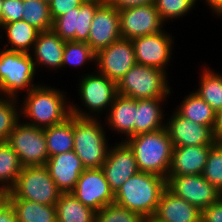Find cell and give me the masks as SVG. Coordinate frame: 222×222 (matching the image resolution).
<instances>
[{"label":"cell","instance_id":"cell-27","mask_svg":"<svg viewBox=\"0 0 222 222\" xmlns=\"http://www.w3.org/2000/svg\"><path fill=\"white\" fill-rule=\"evenodd\" d=\"M55 207L57 222H95L96 212L83 205L72 192H62Z\"/></svg>","mask_w":222,"mask_h":222},{"label":"cell","instance_id":"cell-15","mask_svg":"<svg viewBox=\"0 0 222 222\" xmlns=\"http://www.w3.org/2000/svg\"><path fill=\"white\" fill-rule=\"evenodd\" d=\"M71 192L83 205L95 212L114 203V193L101 168L85 169Z\"/></svg>","mask_w":222,"mask_h":222},{"label":"cell","instance_id":"cell-28","mask_svg":"<svg viewBox=\"0 0 222 222\" xmlns=\"http://www.w3.org/2000/svg\"><path fill=\"white\" fill-rule=\"evenodd\" d=\"M49 158L73 150V115L63 122L44 128Z\"/></svg>","mask_w":222,"mask_h":222},{"label":"cell","instance_id":"cell-32","mask_svg":"<svg viewBox=\"0 0 222 222\" xmlns=\"http://www.w3.org/2000/svg\"><path fill=\"white\" fill-rule=\"evenodd\" d=\"M23 7L22 20L26 21L29 25L40 32L53 28L49 3L42 0H23Z\"/></svg>","mask_w":222,"mask_h":222},{"label":"cell","instance_id":"cell-20","mask_svg":"<svg viewBox=\"0 0 222 222\" xmlns=\"http://www.w3.org/2000/svg\"><path fill=\"white\" fill-rule=\"evenodd\" d=\"M51 178L62 192H71L85 170L74 150L51 156L45 165Z\"/></svg>","mask_w":222,"mask_h":222},{"label":"cell","instance_id":"cell-17","mask_svg":"<svg viewBox=\"0 0 222 222\" xmlns=\"http://www.w3.org/2000/svg\"><path fill=\"white\" fill-rule=\"evenodd\" d=\"M120 38L119 10L103 1L95 11L86 43L97 53Z\"/></svg>","mask_w":222,"mask_h":222},{"label":"cell","instance_id":"cell-18","mask_svg":"<svg viewBox=\"0 0 222 222\" xmlns=\"http://www.w3.org/2000/svg\"><path fill=\"white\" fill-rule=\"evenodd\" d=\"M172 114V115H171ZM166 119V129L173 147L214 145L217 141L213 128L192 122L173 111Z\"/></svg>","mask_w":222,"mask_h":222},{"label":"cell","instance_id":"cell-7","mask_svg":"<svg viewBox=\"0 0 222 222\" xmlns=\"http://www.w3.org/2000/svg\"><path fill=\"white\" fill-rule=\"evenodd\" d=\"M31 53L0 49V93L4 97L17 98L20 91L28 93L38 84Z\"/></svg>","mask_w":222,"mask_h":222},{"label":"cell","instance_id":"cell-40","mask_svg":"<svg viewBox=\"0 0 222 222\" xmlns=\"http://www.w3.org/2000/svg\"><path fill=\"white\" fill-rule=\"evenodd\" d=\"M201 222H222V197L202 210Z\"/></svg>","mask_w":222,"mask_h":222},{"label":"cell","instance_id":"cell-34","mask_svg":"<svg viewBox=\"0 0 222 222\" xmlns=\"http://www.w3.org/2000/svg\"><path fill=\"white\" fill-rule=\"evenodd\" d=\"M19 101L17 98L4 96L0 99V142H7L15 124L22 118Z\"/></svg>","mask_w":222,"mask_h":222},{"label":"cell","instance_id":"cell-44","mask_svg":"<svg viewBox=\"0 0 222 222\" xmlns=\"http://www.w3.org/2000/svg\"><path fill=\"white\" fill-rule=\"evenodd\" d=\"M216 17H222V0H203Z\"/></svg>","mask_w":222,"mask_h":222},{"label":"cell","instance_id":"cell-12","mask_svg":"<svg viewBox=\"0 0 222 222\" xmlns=\"http://www.w3.org/2000/svg\"><path fill=\"white\" fill-rule=\"evenodd\" d=\"M135 64V49L130 39L120 38L96 53V71L116 84Z\"/></svg>","mask_w":222,"mask_h":222},{"label":"cell","instance_id":"cell-19","mask_svg":"<svg viewBox=\"0 0 222 222\" xmlns=\"http://www.w3.org/2000/svg\"><path fill=\"white\" fill-rule=\"evenodd\" d=\"M202 211L175 196L167 188L162 192L155 214L147 222H201Z\"/></svg>","mask_w":222,"mask_h":222},{"label":"cell","instance_id":"cell-38","mask_svg":"<svg viewBox=\"0 0 222 222\" xmlns=\"http://www.w3.org/2000/svg\"><path fill=\"white\" fill-rule=\"evenodd\" d=\"M23 0H3L0 27L3 24L22 20Z\"/></svg>","mask_w":222,"mask_h":222},{"label":"cell","instance_id":"cell-46","mask_svg":"<svg viewBox=\"0 0 222 222\" xmlns=\"http://www.w3.org/2000/svg\"><path fill=\"white\" fill-rule=\"evenodd\" d=\"M42 1H45L47 3H50L52 0H42Z\"/></svg>","mask_w":222,"mask_h":222},{"label":"cell","instance_id":"cell-5","mask_svg":"<svg viewBox=\"0 0 222 222\" xmlns=\"http://www.w3.org/2000/svg\"><path fill=\"white\" fill-rule=\"evenodd\" d=\"M89 73L81 76L82 78L78 81L79 89H77L81 103H83L81 105L85 108L83 109L78 107V104L70 102L71 114L81 118H99V115L103 114L104 111L107 114L108 109L118 95L117 84L96 70Z\"/></svg>","mask_w":222,"mask_h":222},{"label":"cell","instance_id":"cell-42","mask_svg":"<svg viewBox=\"0 0 222 222\" xmlns=\"http://www.w3.org/2000/svg\"><path fill=\"white\" fill-rule=\"evenodd\" d=\"M155 0H108L117 10L153 4Z\"/></svg>","mask_w":222,"mask_h":222},{"label":"cell","instance_id":"cell-41","mask_svg":"<svg viewBox=\"0 0 222 222\" xmlns=\"http://www.w3.org/2000/svg\"><path fill=\"white\" fill-rule=\"evenodd\" d=\"M0 222H18L14 207L3 195H0Z\"/></svg>","mask_w":222,"mask_h":222},{"label":"cell","instance_id":"cell-36","mask_svg":"<svg viewBox=\"0 0 222 222\" xmlns=\"http://www.w3.org/2000/svg\"><path fill=\"white\" fill-rule=\"evenodd\" d=\"M201 175L222 192V142H216L210 148L207 162Z\"/></svg>","mask_w":222,"mask_h":222},{"label":"cell","instance_id":"cell-6","mask_svg":"<svg viewBox=\"0 0 222 222\" xmlns=\"http://www.w3.org/2000/svg\"><path fill=\"white\" fill-rule=\"evenodd\" d=\"M168 73L145 65L135 64L117 83L119 95L133 99L169 98L172 88Z\"/></svg>","mask_w":222,"mask_h":222},{"label":"cell","instance_id":"cell-37","mask_svg":"<svg viewBox=\"0 0 222 222\" xmlns=\"http://www.w3.org/2000/svg\"><path fill=\"white\" fill-rule=\"evenodd\" d=\"M95 222H147L141 214L111 203L96 212Z\"/></svg>","mask_w":222,"mask_h":222},{"label":"cell","instance_id":"cell-16","mask_svg":"<svg viewBox=\"0 0 222 222\" xmlns=\"http://www.w3.org/2000/svg\"><path fill=\"white\" fill-rule=\"evenodd\" d=\"M101 169L114 194L126 180L139 172L134 153L125 141L110 146Z\"/></svg>","mask_w":222,"mask_h":222},{"label":"cell","instance_id":"cell-45","mask_svg":"<svg viewBox=\"0 0 222 222\" xmlns=\"http://www.w3.org/2000/svg\"><path fill=\"white\" fill-rule=\"evenodd\" d=\"M2 3H3V0H0V18H1V11H2Z\"/></svg>","mask_w":222,"mask_h":222},{"label":"cell","instance_id":"cell-1","mask_svg":"<svg viewBox=\"0 0 222 222\" xmlns=\"http://www.w3.org/2000/svg\"><path fill=\"white\" fill-rule=\"evenodd\" d=\"M66 94L55 86L38 83L25 93L24 102L20 105V116L24 120L29 119L24 123L44 129L63 122L71 115L70 100Z\"/></svg>","mask_w":222,"mask_h":222},{"label":"cell","instance_id":"cell-2","mask_svg":"<svg viewBox=\"0 0 222 222\" xmlns=\"http://www.w3.org/2000/svg\"><path fill=\"white\" fill-rule=\"evenodd\" d=\"M165 189L166 178L154 173L138 172L126 180L114 194V203L150 220Z\"/></svg>","mask_w":222,"mask_h":222},{"label":"cell","instance_id":"cell-4","mask_svg":"<svg viewBox=\"0 0 222 222\" xmlns=\"http://www.w3.org/2000/svg\"><path fill=\"white\" fill-rule=\"evenodd\" d=\"M101 121L73 116V150L85 169L101 168L106 161L110 144Z\"/></svg>","mask_w":222,"mask_h":222},{"label":"cell","instance_id":"cell-3","mask_svg":"<svg viewBox=\"0 0 222 222\" xmlns=\"http://www.w3.org/2000/svg\"><path fill=\"white\" fill-rule=\"evenodd\" d=\"M132 149L139 172H148L167 178L173 143L165 128L141 133L125 139Z\"/></svg>","mask_w":222,"mask_h":222},{"label":"cell","instance_id":"cell-26","mask_svg":"<svg viewBox=\"0 0 222 222\" xmlns=\"http://www.w3.org/2000/svg\"><path fill=\"white\" fill-rule=\"evenodd\" d=\"M175 111L187 120L214 128L216 112L194 91L184 97Z\"/></svg>","mask_w":222,"mask_h":222},{"label":"cell","instance_id":"cell-31","mask_svg":"<svg viewBox=\"0 0 222 222\" xmlns=\"http://www.w3.org/2000/svg\"><path fill=\"white\" fill-rule=\"evenodd\" d=\"M201 73L198 89L194 92L217 112L222 109V73L213 71V68L210 69L207 65Z\"/></svg>","mask_w":222,"mask_h":222},{"label":"cell","instance_id":"cell-8","mask_svg":"<svg viewBox=\"0 0 222 222\" xmlns=\"http://www.w3.org/2000/svg\"><path fill=\"white\" fill-rule=\"evenodd\" d=\"M62 191L44 166H26L20 172L15 185L3 196L6 199H27L39 204L55 206Z\"/></svg>","mask_w":222,"mask_h":222},{"label":"cell","instance_id":"cell-33","mask_svg":"<svg viewBox=\"0 0 222 222\" xmlns=\"http://www.w3.org/2000/svg\"><path fill=\"white\" fill-rule=\"evenodd\" d=\"M95 60L96 53L86 42H65L62 67L67 68L71 66L78 68L91 62L95 64Z\"/></svg>","mask_w":222,"mask_h":222},{"label":"cell","instance_id":"cell-24","mask_svg":"<svg viewBox=\"0 0 222 222\" xmlns=\"http://www.w3.org/2000/svg\"><path fill=\"white\" fill-rule=\"evenodd\" d=\"M166 98L137 99L136 121L134 124V136L141 133L153 132L165 128L166 117L162 105ZM164 102V103H163ZM164 120V121H163Z\"/></svg>","mask_w":222,"mask_h":222},{"label":"cell","instance_id":"cell-39","mask_svg":"<svg viewBox=\"0 0 222 222\" xmlns=\"http://www.w3.org/2000/svg\"><path fill=\"white\" fill-rule=\"evenodd\" d=\"M84 1L85 0H52L49 3L52 20L54 21L57 17L73 11L76 7H80Z\"/></svg>","mask_w":222,"mask_h":222},{"label":"cell","instance_id":"cell-25","mask_svg":"<svg viewBox=\"0 0 222 222\" xmlns=\"http://www.w3.org/2000/svg\"><path fill=\"white\" fill-rule=\"evenodd\" d=\"M6 42L3 49L30 53L40 31L24 20L13 21L0 27ZM10 46V48H9Z\"/></svg>","mask_w":222,"mask_h":222},{"label":"cell","instance_id":"cell-35","mask_svg":"<svg viewBox=\"0 0 222 222\" xmlns=\"http://www.w3.org/2000/svg\"><path fill=\"white\" fill-rule=\"evenodd\" d=\"M198 0H155L154 4L159 12V17L165 24L169 20L184 17L195 8Z\"/></svg>","mask_w":222,"mask_h":222},{"label":"cell","instance_id":"cell-13","mask_svg":"<svg viewBox=\"0 0 222 222\" xmlns=\"http://www.w3.org/2000/svg\"><path fill=\"white\" fill-rule=\"evenodd\" d=\"M172 38V34L163 29L156 34L133 39L136 63L159 68L167 73L175 44Z\"/></svg>","mask_w":222,"mask_h":222},{"label":"cell","instance_id":"cell-14","mask_svg":"<svg viewBox=\"0 0 222 222\" xmlns=\"http://www.w3.org/2000/svg\"><path fill=\"white\" fill-rule=\"evenodd\" d=\"M121 38L133 40L162 31L164 23L155 4L141 5L119 10Z\"/></svg>","mask_w":222,"mask_h":222},{"label":"cell","instance_id":"cell-23","mask_svg":"<svg viewBox=\"0 0 222 222\" xmlns=\"http://www.w3.org/2000/svg\"><path fill=\"white\" fill-rule=\"evenodd\" d=\"M104 121L106 122L105 125L107 124L112 132L115 131L124 137L121 141H125V139L134 136L136 99L118 94L110 106Z\"/></svg>","mask_w":222,"mask_h":222},{"label":"cell","instance_id":"cell-10","mask_svg":"<svg viewBox=\"0 0 222 222\" xmlns=\"http://www.w3.org/2000/svg\"><path fill=\"white\" fill-rule=\"evenodd\" d=\"M166 188L175 196L186 200L201 211L222 197V192L209 183L201 174L167 176Z\"/></svg>","mask_w":222,"mask_h":222},{"label":"cell","instance_id":"cell-29","mask_svg":"<svg viewBox=\"0 0 222 222\" xmlns=\"http://www.w3.org/2000/svg\"><path fill=\"white\" fill-rule=\"evenodd\" d=\"M14 207L18 222H57L55 206L27 199H7Z\"/></svg>","mask_w":222,"mask_h":222},{"label":"cell","instance_id":"cell-22","mask_svg":"<svg viewBox=\"0 0 222 222\" xmlns=\"http://www.w3.org/2000/svg\"><path fill=\"white\" fill-rule=\"evenodd\" d=\"M213 145L174 147L167 176L202 174Z\"/></svg>","mask_w":222,"mask_h":222},{"label":"cell","instance_id":"cell-11","mask_svg":"<svg viewBox=\"0 0 222 222\" xmlns=\"http://www.w3.org/2000/svg\"><path fill=\"white\" fill-rule=\"evenodd\" d=\"M103 0H85L80 7L57 17L52 30L65 41L87 42L97 7Z\"/></svg>","mask_w":222,"mask_h":222},{"label":"cell","instance_id":"cell-30","mask_svg":"<svg viewBox=\"0 0 222 222\" xmlns=\"http://www.w3.org/2000/svg\"><path fill=\"white\" fill-rule=\"evenodd\" d=\"M23 168L19 156L12 147L7 142H0V195L15 185Z\"/></svg>","mask_w":222,"mask_h":222},{"label":"cell","instance_id":"cell-9","mask_svg":"<svg viewBox=\"0 0 222 222\" xmlns=\"http://www.w3.org/2000/svg\"><path fill=\"white\" fill-rule=\"evenodd\" d=\"M7 143L24 167L44 166L49 159L44 129L24 123V120L15 124Z\"/></svg>","mask_w":222,"mask_h":222},{"label":"cell","instance_id":"cell-21","mask_svg":"<svg viewBox=\"0 0 222 222\" xmlns=\"http://www.w3.org/2000/svg\"><path fill=\"white\" fill-rule=\"evenodd\" d=\"M65 42L52 29L40 32L30 52L36 71L39 67L60 70Z\"/></svg>","mask_w":222,"mask_h":222},{"label":"cell","instance_id":"cell-43","mask_svg":"<svg viewBox=\"0 0 222 222\" xmlns=\"http://www.w3.org/2000/svg\"><path fill=\"white\" fill-rule=\"evenodd\" d=\"M213 132L216 141L222 142V109L216 112V121Z\"/></svg>","mask_w":222,"mask_h":222}]
</instances>
